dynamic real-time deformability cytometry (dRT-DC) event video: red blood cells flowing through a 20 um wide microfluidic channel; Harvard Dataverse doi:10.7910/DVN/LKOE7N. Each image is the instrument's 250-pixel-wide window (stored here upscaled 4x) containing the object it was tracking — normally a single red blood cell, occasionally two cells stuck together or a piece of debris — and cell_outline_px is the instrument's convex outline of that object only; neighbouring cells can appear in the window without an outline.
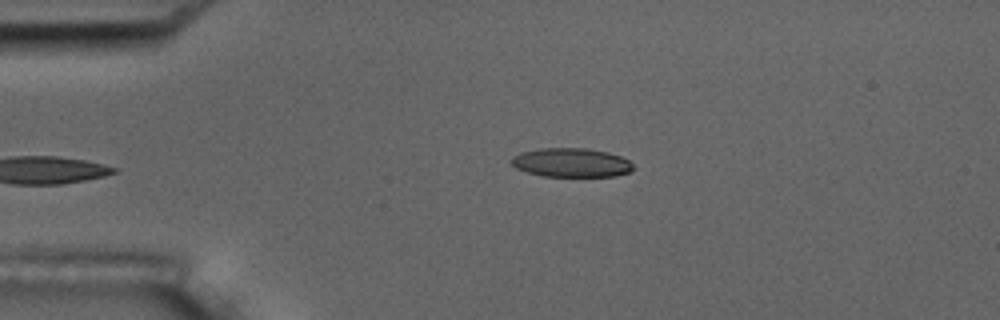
{"species": "common noctule bat (a hibernating species)", "species_latin": "Nyctalus noctula", "temperature_condition": "room temperature", "stored_images_in_passage": 3, "camera_frame_rate_fps": 3000, "um_per_image_px": 0.085, "animal": {"sex": "male", "body_mass_g": 17.5, "forearm_length_mm": 52.3}, "frame": {"image": 1, "passage_image": 3, "time_ms": 2.333, "image_size_px": [1000, 320], "cell_outline_px": [[636, 168], [632, 172], [616, 176], [540, 176], [516, 168], [512, 164], [512, 156], [520, 152], [540, 148], [584, 148], [608, 152], [620, 156], [628, 160]], "centroid_in_image_um": [48.59, 13.82], "position_along_channel_um": 36.4, "area_um2": 20.69}}